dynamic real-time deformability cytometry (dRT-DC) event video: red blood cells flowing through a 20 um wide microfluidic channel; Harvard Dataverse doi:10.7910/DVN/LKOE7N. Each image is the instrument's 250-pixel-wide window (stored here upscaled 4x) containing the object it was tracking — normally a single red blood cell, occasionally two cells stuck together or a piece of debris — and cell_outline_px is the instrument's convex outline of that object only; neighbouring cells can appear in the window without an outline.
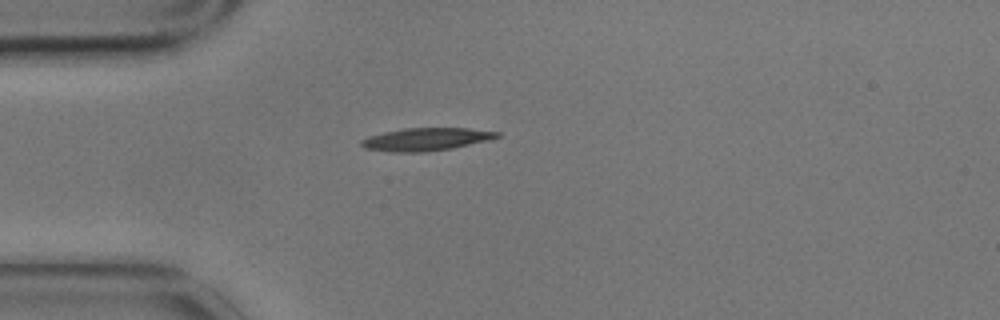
{"species": "common noctule bat (a hibernating species)", "species_latin": "Nyctalus noctula", "temperature_condition": "cold", "stored_images_in_passage": 1, "camera_frame_rate_fps": 3000, "um_per_image_px": 0.085, "animal": {"sex": "male", "body_mass_g": 17.9}, "frame": {"image": 1, "passage_image": 1, "time_ms": 0.0, "image_size_px": [1000, 320], "cell_outline_px": [[500, 136], [492, 140], [452, 148], [424, 152], [388, 152], [364, 148], [360, 144], [360, 140], [368, 136], [384, 132], [404, 128], [468, 128], [500, 132]], "centroid_in_image_um": [36.22, 11.84], "position_along_channel_um": 48.8, "area_um2": 18.21}}